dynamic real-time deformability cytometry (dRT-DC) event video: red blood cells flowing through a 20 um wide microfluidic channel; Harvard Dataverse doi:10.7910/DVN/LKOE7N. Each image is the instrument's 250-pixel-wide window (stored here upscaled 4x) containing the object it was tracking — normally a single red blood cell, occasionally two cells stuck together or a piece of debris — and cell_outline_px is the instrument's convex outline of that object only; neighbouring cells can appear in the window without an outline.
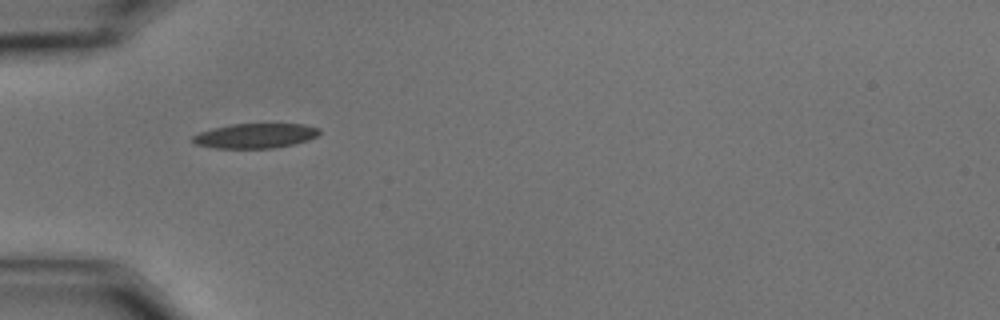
{"species": "common noctule bat (a hibernating species)", "species_latin": "Nyctalus noctula", "temperature_condition": "cold", "stored_images_in_passage": 33, "camera_frame_rate_fps": 3000, "um_per_image_px": 0.085, "animal": {"sex": "male", "body_mass_g": 15.6}, "frame": {"image": 1, "passage_image": 1, "time_ms": 0.0, "image_size_px": [1000, 320], "cell_outline_px": [[320, 132], [316, 136], [308, 140], [292, 144], [272, 148], [216, 148], [192, 144], [192, 136], [200, 132], [212, 128], [232, 124], [304, 124], [320, 128]], "centroid_in_image_um": [21.67, 11.54], "position_along_channel_um": 63.3, "area_um2": 18.26}}
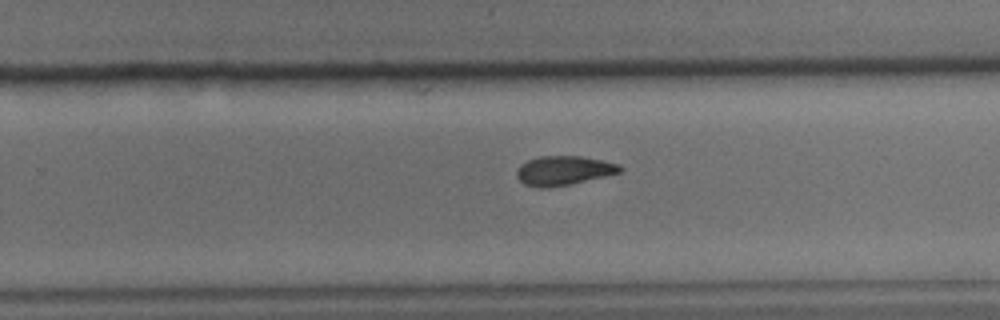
{"frame": {"image": 2, "passage_image": 20, "time_ms": 6.333, "image_size_px": [1000, 320], "cell_outline_px": [[624, 168], [620, 172], [572, 184], [548, 188], [540, 188], [524, 184], [516, 176], [516, 172], [520, 164], [528, 160], [540, 156], [584, 156], [620, 164]], "centroid_in_image_um": [47.91, 14.49], "position_along_channel_um": 281.9, "area_um2": 17.74}}
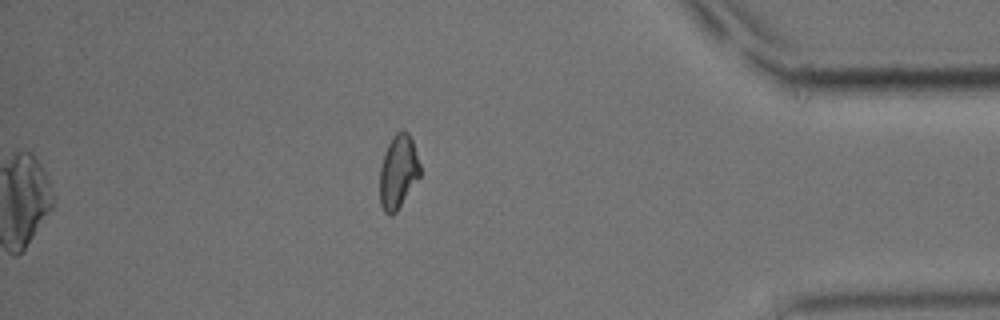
{"frame": {"image": 3, "passage_image": 33, "time_ms": 10.667, "image_size_px": [1000, 320], "cell_outline_px": [[420, 176], [396, 212], [392, 216], [388, 216], [384, 212], [380, 204], [380, 168], [384, 152], [392, 136], [396, 132], [408, 132], [412, 140], [420, 164]], "centroid_in_image_um": [33.83, 14.63], "position_along_channel_um": 401.4, "area_um2": 17.28}, "authors_computed_cell_mechanics": {"area_um2": 17.9758, "velocity_mm_per_s": 3.4876, "shape_relaxation_time_tau1_ms": 5.6628, "shape_relaxation_time_tau2_ms": 6.7024, "deformation_change_tau1": 0.1576, "deformation_change_tau2": 0.135}}